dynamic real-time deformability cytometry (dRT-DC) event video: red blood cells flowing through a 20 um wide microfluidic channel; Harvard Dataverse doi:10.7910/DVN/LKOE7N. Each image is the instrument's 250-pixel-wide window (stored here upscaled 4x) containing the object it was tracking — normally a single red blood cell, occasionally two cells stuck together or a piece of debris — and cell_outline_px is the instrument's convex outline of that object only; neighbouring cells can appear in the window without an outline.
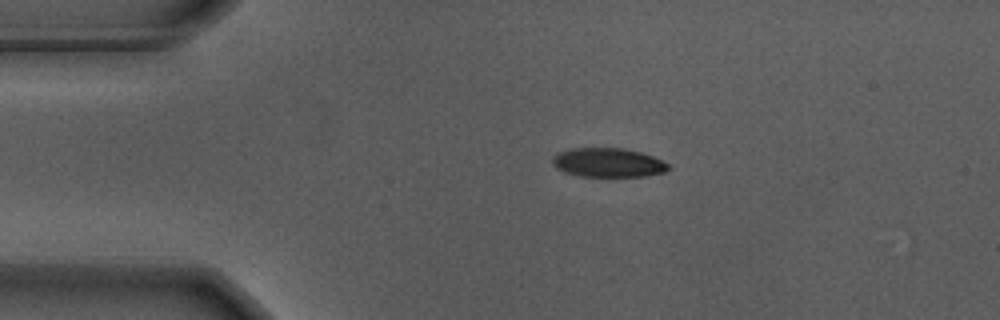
{"species": "Egyptian fruit bat (a non-hibernating species)", "species_latin": "Rousettus aegyptiacus", "temperature_condition": "warm", "stored_images_in_passage": 46, "camera_frame_rate_fps": 3000, "um_per_image_px": 0.085, "animal": {"sex": "male"}, "frame": {"image": 1, "passage_image": 1, "time_ms": 0.0, "image_size_px": [1000, 320], "cell_outline_px": [[672, 168], [664, 172], [648, 176], [580, 176], [564, 172], [556, 168], [552, 164], [552, 156], [556, 152], [572, 148], [624, 148], [640, 152], [652, 156], [668, 164]], "centroid_in_image_um": [51.65, 13.82], "position_along_channel_um": 33.3, "area_um2": 19.77}}
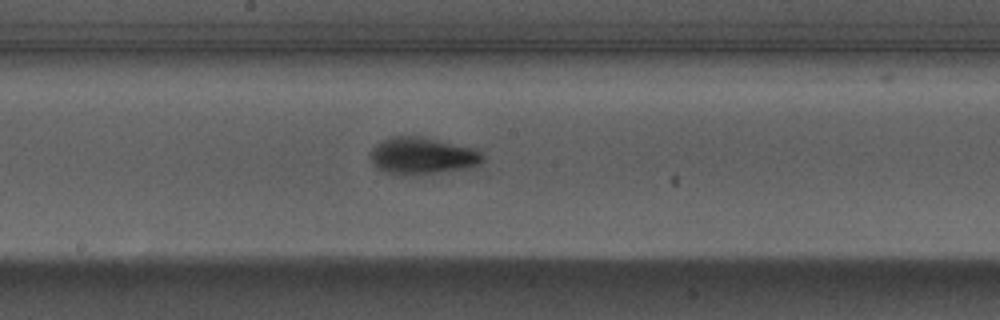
{"frame": {"image": 2, "passage_image": 19, "time_ms": 6.0, "image_size_px": [1000, 320], "cell_outline_px": [[484, 160], [480, 164], [468, 168], [412, 176], [404, 176], [384, 172], [376, 168], [368, 156], [368, 152], [376, 144], [392, 136], [416, 136], [476, 148], [484, 156]], "centroid_in_image_um": [35.86, 13.27], "position_along_channel_um": 212.3, "area_um2": 24.51}}
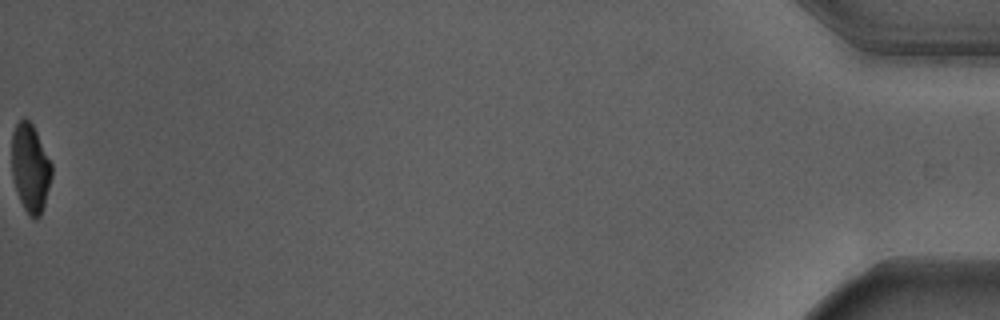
{"frame": {"image": 3, "passage_image": 46, "time_ms": 15.0, "image_size_px": [1000, 320], "cell_outline_px": [[52, 176], [44, 204], [40, 216], [36, 220], [32, 220], [28, 216], [20, 200], [12, 176], [12, 132], [16, 124], [24, 116], [32, 124], [52, 164]], "centroid_in_image_um": [2.57, 14.3], "position_along_channel_um": 432.6, "area_um2": 20.52}, "authors_computed_cell_mechanics": {"area_um2": 22.7732, "velocity_mm_per_s": 3.6767, "shape_relaxation_time_tau1_ms": 3.0421, "shape_relaxation_time_tau2_ms": null, "deformation_change_tau1": 0.1745, "deformation_change_tau2": null}}